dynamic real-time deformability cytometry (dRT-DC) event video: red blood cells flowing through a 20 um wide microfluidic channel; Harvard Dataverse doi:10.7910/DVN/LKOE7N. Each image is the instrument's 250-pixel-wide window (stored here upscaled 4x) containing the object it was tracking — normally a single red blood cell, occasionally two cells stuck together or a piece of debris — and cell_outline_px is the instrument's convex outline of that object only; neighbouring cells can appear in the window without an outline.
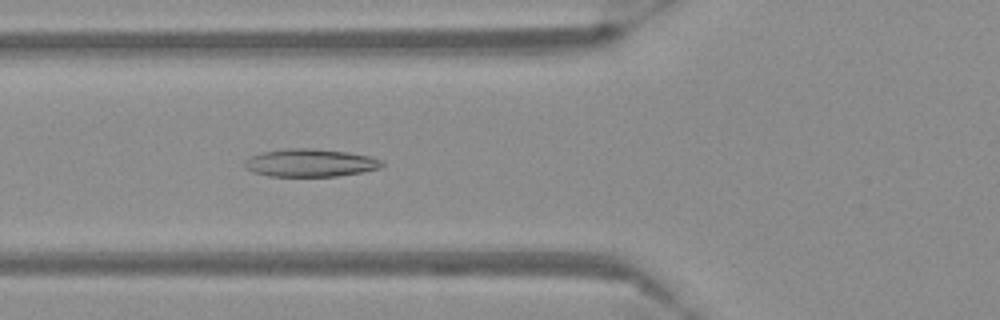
{"species": "Egyptian fruit bat (a non-hibernating species)", "species_latin": "Rousettus aegyptiacus", "temperature_condition": "warm", "stored_images_in_passage": 54, "camera_frame_rate_fps": 3000, "um_per_image_px": 0.085, "frame": {"image": 1, "passage_image": 20, "time_ms": 6.333, "image_size_px": [1000, 320], "cell_outline_px": [[384, 164], [380, 168], [360, 172], [336, 176], [268, 176], [252, 172], [244, 168], [244, 160], [260, 152], [284, 148], [312, 148], [348, 152], [372, 156], [384, 160]], "centroid_in_image_um": [26.36, 13.83], "position_along_channel_um": 99.4, "area_um2": 22.54}}
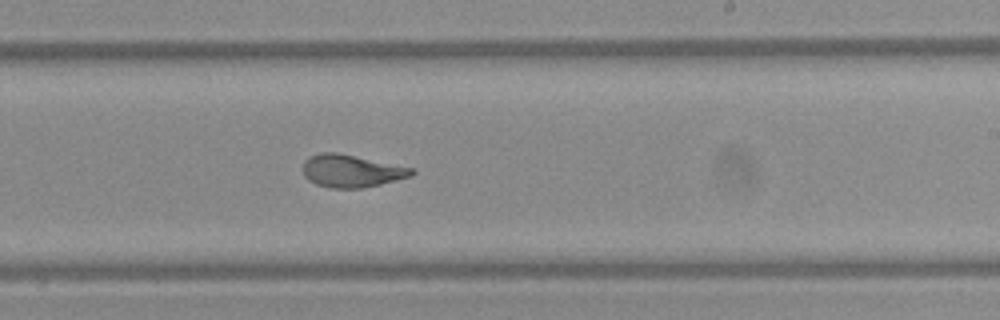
{"frame": {"image": 2, "passage_image": 33, "time_ms": 10.667, "image_size_px": [1000, 320], "cell_outline_px": [[416, 172], [412, 176], [380, 184], [360, 188], [328, 188], [316, 184], [308, 180], [304, 176], [304, 160], [308, 156], [320, 152], [336, 152], [416, 168]], "centroid_in_image_um": [29.88, 14.52], "position_along_channel_um": 259.1, "area_um2": 20.81}}
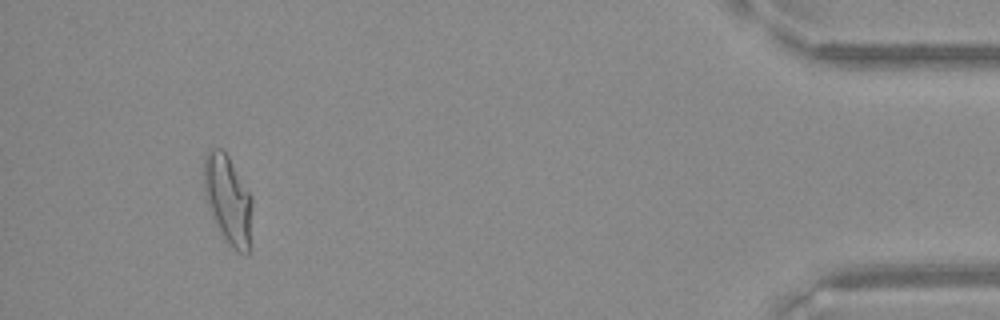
{"frame": {"image": 3, "passage_image": 51, "time_ms": 16.667, "image_size_px": [1000, 320], "cell_outline_px": [[252, 208], [248, 252], [236, 252], [228, 244], [212, 220], [204, 196], [204, 156], [208, 148], [220, 148], [228, 156], [252, 196]], "centroid_in_image_um": [19.35, 16.95], "position_along_channel_um": 415.9, "area_um2": 25.14}}